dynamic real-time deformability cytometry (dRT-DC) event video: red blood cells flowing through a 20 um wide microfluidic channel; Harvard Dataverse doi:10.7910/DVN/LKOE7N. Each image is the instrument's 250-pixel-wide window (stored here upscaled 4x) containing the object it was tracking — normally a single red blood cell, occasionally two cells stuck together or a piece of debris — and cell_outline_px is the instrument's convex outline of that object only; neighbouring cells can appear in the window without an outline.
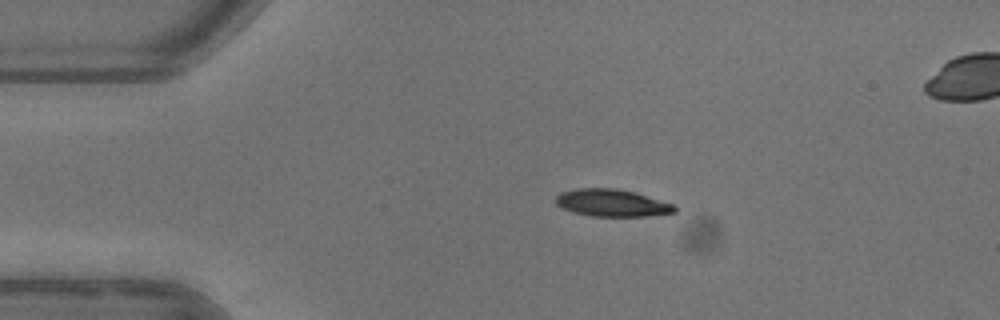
{"species": "common noctule bat (a hibernating species)", "species_latin": "Nyctalus noctula", "temperature_condition": "warm", "stored_images_in_passage": 4, "segment_of_instrument_passage": [1, 2], "camera_frame_rate_fps": 3000, "um_per_image_px": 0.085, "animal": {"sex": "female"}, "frame": {"image": 1, "passage_image": 2, "time_ms": 1.333, "image_size_px": [1000, 320], "cell_outline_px": [[676, 212], [648, 216], [592, 216], [572, 212], [556, 204], [556, 196], [560, 192], [576, 188], [616, 188], [636, 192], [672, 204], [676, 208]], "centroid_in_image_um": [52.0, 17.24], "position_along_channel_um": 33.0, "area_um2": 18.84}}